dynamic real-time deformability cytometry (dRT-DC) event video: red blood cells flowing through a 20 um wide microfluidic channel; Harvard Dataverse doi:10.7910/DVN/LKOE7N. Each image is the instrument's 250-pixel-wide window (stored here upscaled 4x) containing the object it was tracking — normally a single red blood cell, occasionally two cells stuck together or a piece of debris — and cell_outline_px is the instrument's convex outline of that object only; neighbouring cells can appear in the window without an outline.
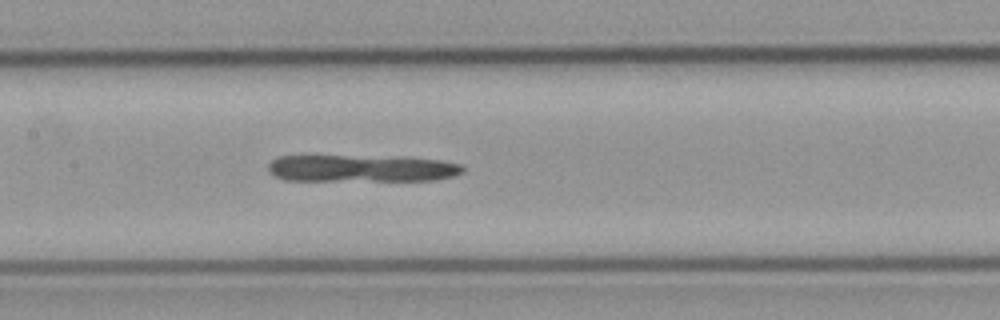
{"species": "common noctule bat (a hibernating species)", "species_latin": "Nyctalus noctula", "temperature_condition": "cold", "stored_images_in_passage": 43, "camera_frame_rate_fps": 3000, "um_per_image_px": 0.085, "animal": {"sex": "male", "body_mass_g": 23.1, "forearm_length_mm": 52.7}, "frame": {"image": 1, "passage_image": 14, "time_ms": 4.333, "image_size_px": [1000, 320], "cell_outline_px": [[464, 172], [452, 176], [436, 180], [284, 180], [268, 172], [268, 164], [276, 156], [344, 156], [440, 160], [460, 164], [464, 168]], "centroid_in_image_um": [30.65, 14.32], "position_along_channel_um": 176.7, "area_um2": 30.0}}